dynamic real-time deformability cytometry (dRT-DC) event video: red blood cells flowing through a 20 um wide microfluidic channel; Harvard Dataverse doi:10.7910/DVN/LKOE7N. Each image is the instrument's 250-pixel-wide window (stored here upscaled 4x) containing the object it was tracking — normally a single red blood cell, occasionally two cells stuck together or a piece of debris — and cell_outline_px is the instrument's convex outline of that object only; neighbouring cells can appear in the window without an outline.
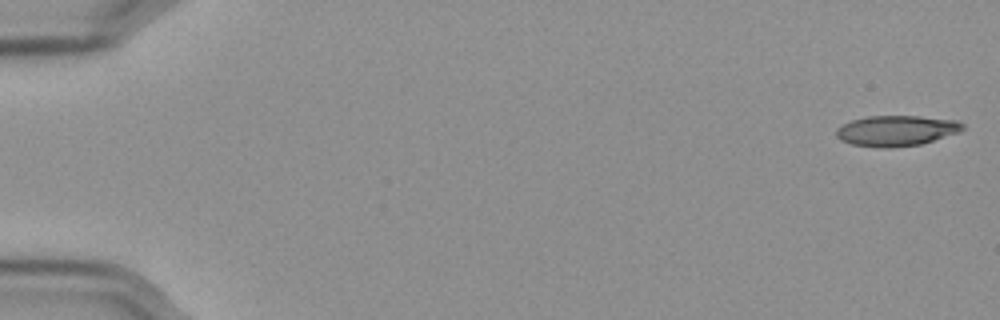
{"species": "Egyptian fruit bat (a non-hibernating species)", "species_latin": "Rousettus aegyptiacus", "temperature_condition": "cold", "stored_images_in_passage": 57, "camera_frame_rate_fps": 3000, "um_per_image_px": 0.085, "frame": {"image": 1, "passage_image": 1, "time_ms": 0.0, "image_size_px": [1000, 320], "cell_outline_px": [[964, 128], [960, 132], [920, 144], [888, 148], [880, 148], [852, 144], [840, 140], [836, 136], [836, 128], [852, 120], [868, 116], [920, 116], [956, 120], [964, 124]], "centroid_in_image_um": [76.19, 11.11], "position_along_channel_um": 8.8, "area_um2": 22.48}}
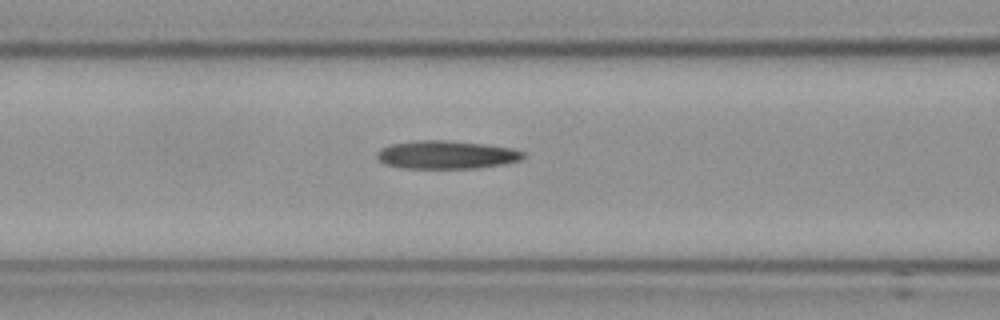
{"frame": {"image": 2, "passage_image": 24, "time_ms": 7.667, "image_size_px": [1000, 320], "cell_outline_px": [[528, 156], [520, 160], [504, 164], [476, 168], [400, 168], [384, 164], [376, 156], [376, 152], [380, 148], [392, 144], [416, 140], [448, 140], [488, 144], [512, 148], [524, 152]], "centroid_in_image_um": [37.96, 13.15], "position_along_channel_um": 128.6, "area_um2": 24.33}}
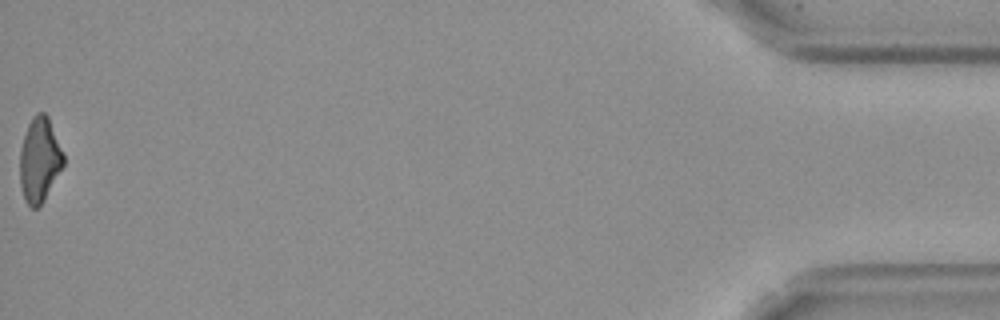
{"frame": {"image": 3, "passage_image": 57, "time_ms": 18.667, "image_size_px": [1000, 320], "cell_outline_px": [[64, 164], [44, 200], [36, 208], [32, 208], [24, 200], [20, 184], [20, 148], [28, 124], [32, 116], [36, 112], [44, 112], [48, 116], [64, 152]], "centroid_in_image_um": [3.36, 13.56], "position_along_channel_um": 431.8, "area_um2": 21.56}, "authors_computed_cell_mechanics": {"area_um2": 23.5246, "velocity_mm_per_s": 3.5909, "shape_relaxation_time_tau1_ms": null, "shape_relaxation_time_tau2_ms": 8.6301, "deformation_change_tau1": null, "deformation_change_tau2": 0.2327}}